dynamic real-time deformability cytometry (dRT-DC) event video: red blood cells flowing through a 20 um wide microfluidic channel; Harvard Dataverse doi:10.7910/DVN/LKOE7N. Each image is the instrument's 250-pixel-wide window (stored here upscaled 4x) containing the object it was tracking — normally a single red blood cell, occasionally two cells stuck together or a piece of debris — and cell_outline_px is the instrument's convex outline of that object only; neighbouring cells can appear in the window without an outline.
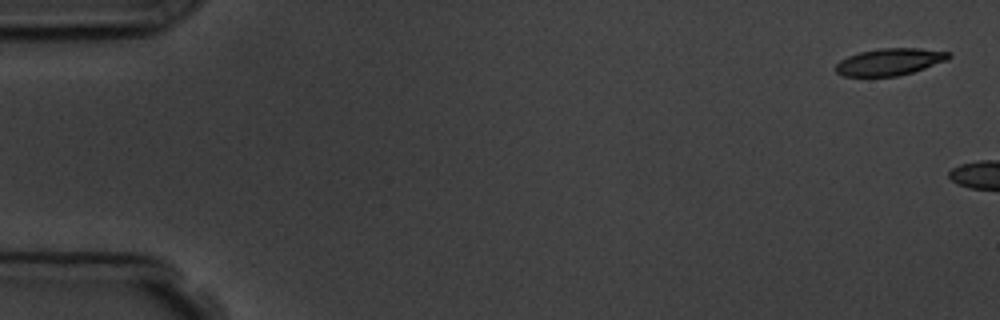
{"species": "common noctule bat (a hibernating species)", "species_latin": "Nyctalus noctula", "temperature_condition": "room temperature", "stored_images_in_passage": 2, "camera_frame_rate_fps": 3000, "um_per_image_px": 0.085, "animal": {"sex": "male", "body_mass_g": 19.5, "forearm_length_mm": 54.6}, "frame": {"image": 1, "passage_image": 1, "time_ms": 0.0, "image_size_px": [1000, 320], "cell_outline_px": [[952, 56], [948, 60], [912, 72], [896, 76], [844, 76], [836, 72], [836, 64], [840, 60], [848, 56], [860, 52], [880, 48], [920, 48], [952, 52]], "centroid_in_image_um": [75.66, 5.24], "position_along_channel_um": 9.3, "area_um2": 17.74}}